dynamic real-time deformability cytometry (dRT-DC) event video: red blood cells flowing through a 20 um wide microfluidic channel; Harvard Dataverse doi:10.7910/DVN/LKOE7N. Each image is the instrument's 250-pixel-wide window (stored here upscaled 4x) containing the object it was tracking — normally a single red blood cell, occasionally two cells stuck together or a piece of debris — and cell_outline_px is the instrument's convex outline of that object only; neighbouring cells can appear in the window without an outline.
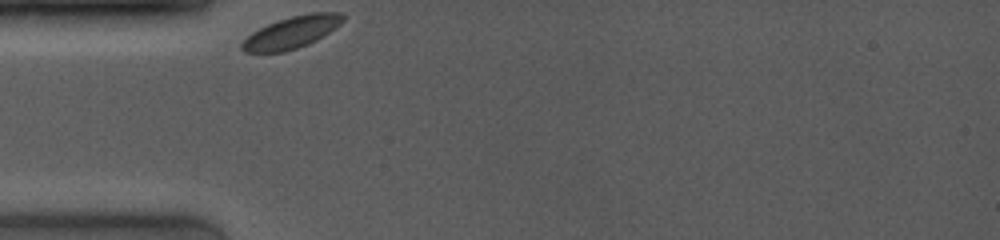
{"species": "common noctule bat (a hibernating species)", "species_latin": "Nyctalus noctula", "temperature_condition": "room temperature", "stored_images_in_passage": 7, "camera_frame_rate_fps": 4000, "um_per_image_px": 0.085, "animal": {"sex": "female", "body_mass_g": 19.0, "forearm_length_mm": 53.3}, "frame": {"image": 1, "passage_image": 1, "time_ms": 0.0, "image_size_px": [1000, 240], "cell_outline_px": [[344, 20], [340, 24], [316, 40], [308, 44], [284, 52], [244, 52], [240, 48], [240, 44], [252, 32], [276, 20], [292, 16], [312, 12], [344, 12]], "centroid_in_image_um": [24.79, 2.74], "position_along_channel_um": 60.2, "area_um2": 18.73}}
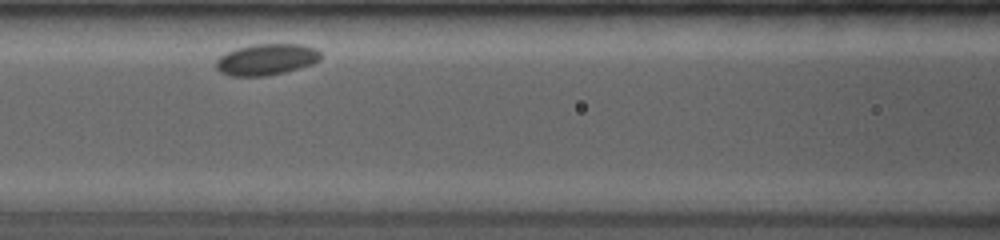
{"frame": {"image": 2, "passage_image": 4, "time_ms": 2.5, "image_size_px": [1000, 240], "cell_outline_px": [[320, 60], [312, 64], [284, 72], [264, 76], [232, 76], [220, 72], [216, 68], [216, 60], [220, 56], [236, 48], [252, 44], [300, 44], [316, 48], [320, 52]], "centroid_in_image_um": [22.64, 5.05], "position_along_channel_um": 144.0, "area_um2": 19.02}}